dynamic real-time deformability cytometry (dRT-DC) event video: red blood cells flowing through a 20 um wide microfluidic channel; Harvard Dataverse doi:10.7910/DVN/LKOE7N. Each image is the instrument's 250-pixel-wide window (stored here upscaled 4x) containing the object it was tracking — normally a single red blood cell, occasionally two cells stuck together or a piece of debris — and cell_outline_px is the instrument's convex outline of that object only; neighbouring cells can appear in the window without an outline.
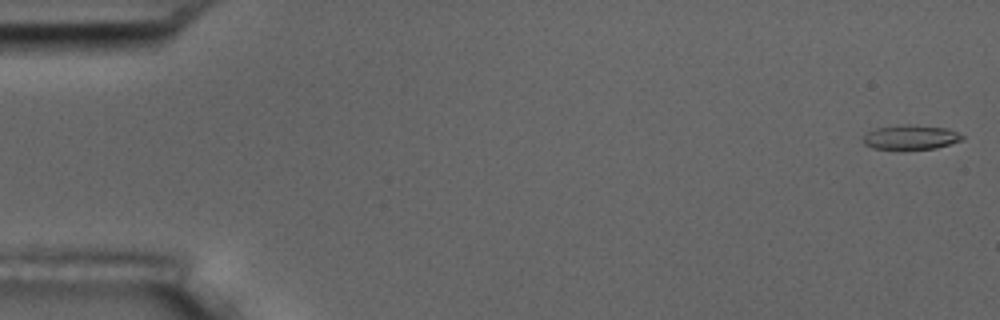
{"species": "common noctule bat (a hibernating species)", "species_latin": "Nyctalus noctula", "temperature_condition": "room temperature", "stored_images_in_passage": 55, "camera_frame_rate_fps": 3000, "um_per_image_px": 0.085, "animal": {"sex": "male", "body_mass_g": 17.5, "forearm_length_mm": 52.3}, "frame": {"image": 1, "passage_image": 1, "time_ms": 0.0, "image_size_px": [1000, 320], "cell_outline_px": [[964, 140], [936, 148], [872, 148], [864, 144], [860, 140], [868, 132], [876, 128], [904, 124], [908, 124], [948, 128], [964, 136]], "centroid_in_image_um": [77.42, 11.65], "position_along_channel_um": 7.6, "area_um2": 13.99}}
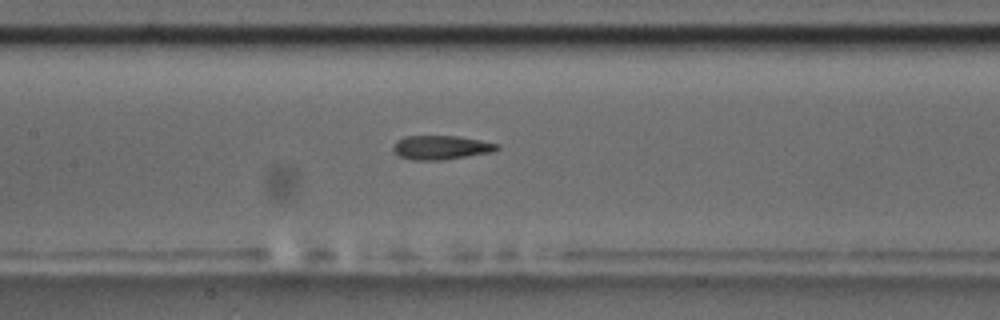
{"frame": {"image": 2, "passage_image": 26, "time_ms": 8.333, "image_size_px": [1000, 320], "cell_outline_px": [[500, 148], [492, 152], [444, 160], [412, 160], [400, 156], [392, 148], [396, 140], [404, 136], [460, 136], [500, 144]], "centroid_in_image_um": [37.51, 12.53], "position_along_channel_um": 169.9, "area_um2": 14.62}}
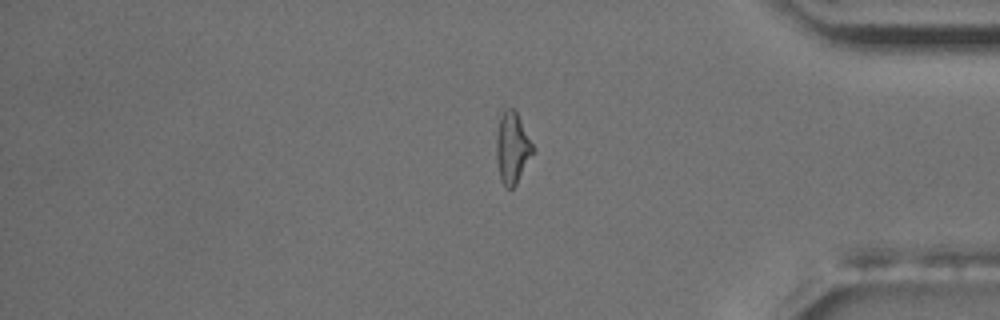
{"frame": {"image": 3, "passage_image": 46, "time_ms": 15.0, "image_size_px": [1000, 320], "cell_outline_px": [[536, 152], [516, 184], [512, 188], [508, 188], [500, 180], [496, 164], [496, 132], [500, 116], [504, 108], [512, 108], [516, 112], [536, 148]], "centroid_in_image_um": [43.56, 12.58], "position_along_channel_um": 391.6, "area_um2": 15.66}, "authors_computed_cell_mechanics": {"area_um2": 14.8546, "velocity_mm_per_s": 3.6662, "shape_relaxation_time_tau1_ms": 6.6603, "shape_relaxation_time_tau2_ms": 3.7242, "deformation_change_tau1": 0.2297, "deformation_change_tau2": 0.1467}}